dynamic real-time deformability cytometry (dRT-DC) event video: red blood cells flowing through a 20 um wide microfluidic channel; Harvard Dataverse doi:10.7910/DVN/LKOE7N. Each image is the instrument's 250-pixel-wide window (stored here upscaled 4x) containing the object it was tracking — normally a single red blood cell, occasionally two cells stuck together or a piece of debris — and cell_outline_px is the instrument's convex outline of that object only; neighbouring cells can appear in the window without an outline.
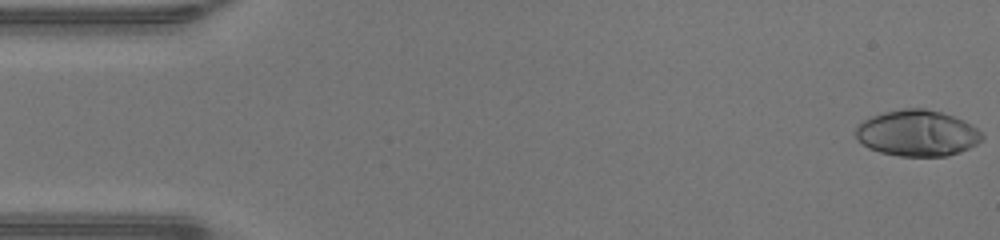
{"species": "human", "species_latin": "Homo sapiens", "temperature_condition": "warm", "stored_images_in_passage": 48, "camera_frame_rate_fps": 3000, "um_per_image_px": 0.085, "donor": {"sex": "male"}, "frame": {"image": 1, "passage_image": 1, "time_ms": 0.0, "image_size_px": [1000, 240], "cell_outline_px": [[984, 140], [960, 152], [948, 156], [900, 156], [880, 152], [868, 148], [856, 136], [856, 128], [864, 120], [872, 116], [884, 112], [904, 108], [924, 108], [940, 112], [964, 120], [972, 124], [984, 136]], "centroid_in_image_um": [78.0, 11.32], "position_along_channel_um": 7.0, "area_um2": 33.81}}
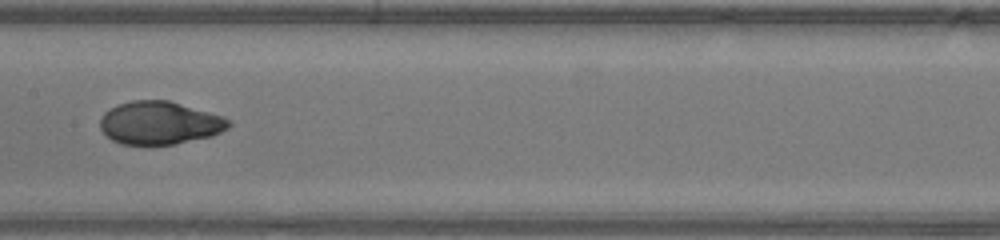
{"frame": {"image": 2, "passage_image": 24, "time_ms": 7.667, "image_size_px": [1000, 240], "cell_outline_px": [[232, 124], [228, 128], [212, 136], [172, 144], [120, 144], [112, 140], [100, 128], [100, 120], [104, 112], [120, 104], [132, 100], [168, 100], [224, 116]], "centroid_in_image_um": [13.58, 10.44], "position_along_channel_um": 193.8, "area_um2": 31.96}}
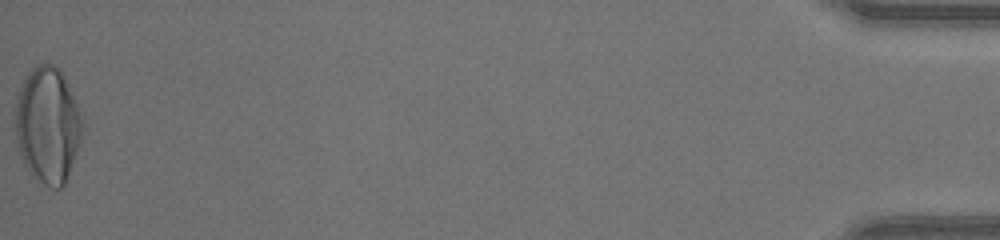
{"frame": {"image": 3, "passage_image": 48, "time_ms": 15.667, "image_size_px": [1000, 240], "cell_outline_px": [[84, 124], [80, 140], [76, 152], [64, 184], [60, 188], [52, 188], [44, 184], [32, 176], [28, 172], [24, 164], [16, 140], [12, 124], [16, 92], [28, 72], [32, 68], [40, 64], [52, 64], [64, 76], [84, 116]], "centroid_in_image_um": [4.01, 10.6], "position_along_channel_um": 431.2, "area_um2": 46.12}, "authors_computed_cell_mechanics": {"area_um2": 32.9749, "velocity_mm_per_s": 4.3538, "shape_relaxation_time_tau1_ms": 4.1695, "shape_relaxation_time_tau2_ms": 0.7433, "deformation_change_tau1": 0.2618, "deformation_change_tau2": 0.0362}}